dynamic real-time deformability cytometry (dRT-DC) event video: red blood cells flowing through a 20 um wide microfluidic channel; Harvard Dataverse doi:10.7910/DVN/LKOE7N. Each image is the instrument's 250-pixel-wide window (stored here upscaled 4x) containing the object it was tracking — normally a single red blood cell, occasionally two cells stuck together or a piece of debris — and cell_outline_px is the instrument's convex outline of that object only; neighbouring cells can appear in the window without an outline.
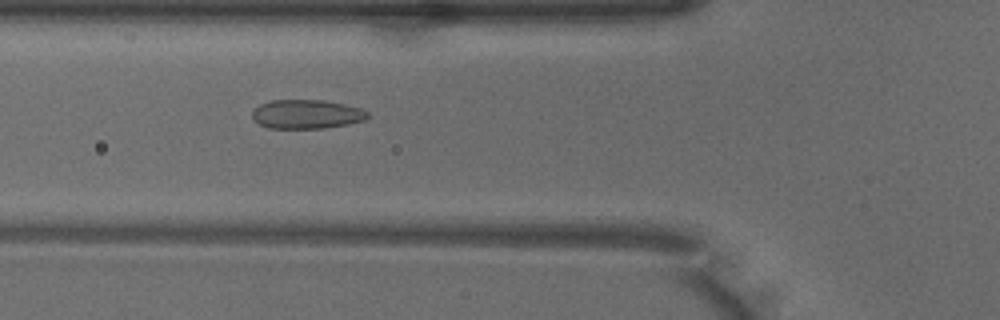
{"species": "common noctule bat (a hibernating species)", "species_latin": "Nyctalus noctula", "temperature_condition": "warm", "stored_images_in_passage": 49, "camera_frame_rate_fps": 3000, "um_per_image_px": 0.085, "animal": {"sex": "male", "body_mass_g": 18.8}, "frame": {"image": 1, "passage_image": 17, "time_ms": 5.333, "image_size_px": [1000, 320], "cell_outline_px": [[372, 116], [368, 120], [348, 124], [324, 128], [268, 128], [252, 120], [252, 112], [260, 104], [272, 100], [324, 100], [344, 104], [360, 108], [368, 112]], "centroid_in_image_um": [26.1, 9.71], "position_along_channel_um": 99.7, "area_um2": 19.71}}
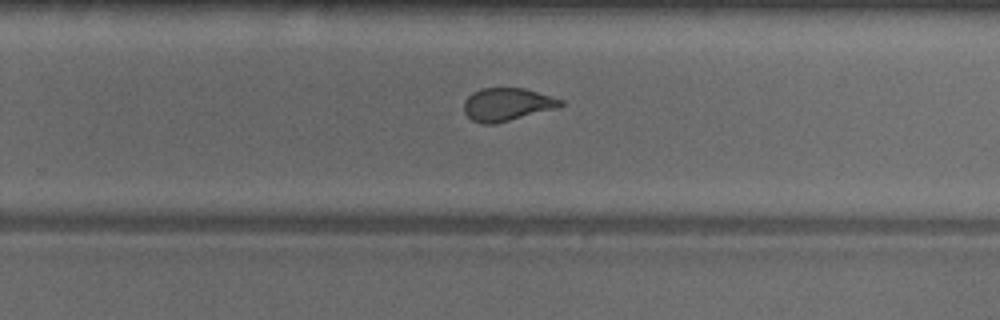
{"frame": {"image": 2, "passage_image": 31, "time_ms": 10.0, "image_size_px": [1000, 320], "cell_outline_px": [[564, 104], [560, 108], [492, 124], [484, 124], [472, 120], [464, 112], [464, 100], [472, 92], [480, 88], [524, 88], [552, 96], [564, 100]], "centroid_in_image_um": [43.12, 8.87], "position_along_channel_um": 286.7, "area_um2": 18.67}}
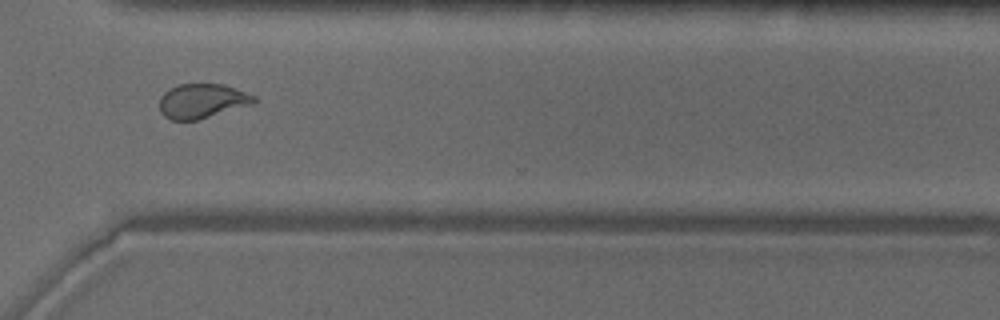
{"frame": {"image": 3, "passage_image": 36, "time_ms": 11.667, "image_size_px": [1000, 320], "cell_outline_px": [[256, 100], [252, 104], [196, 120], [172, 120], [164, 116], [160, 112], [160, 96], [168, 88], [180, 84], [224, 84], [256, 96]], "centroid_in_image_um": [17.15, 8.57], "position_along_channel_um": 353.5, "area_um2": 18.9}, "authors_computed_cell_mechanics": {"area_um2": 20.5768, "velocity_mm_per_s": 4.0046, "shape_relaxation_time_tau1_ms": 5.4042, "shape_relaxation_time_tau2_ms": 1.0791, "deformation_change_tau1": 0.1566, "deformation_change_tau2": 0.0646}}